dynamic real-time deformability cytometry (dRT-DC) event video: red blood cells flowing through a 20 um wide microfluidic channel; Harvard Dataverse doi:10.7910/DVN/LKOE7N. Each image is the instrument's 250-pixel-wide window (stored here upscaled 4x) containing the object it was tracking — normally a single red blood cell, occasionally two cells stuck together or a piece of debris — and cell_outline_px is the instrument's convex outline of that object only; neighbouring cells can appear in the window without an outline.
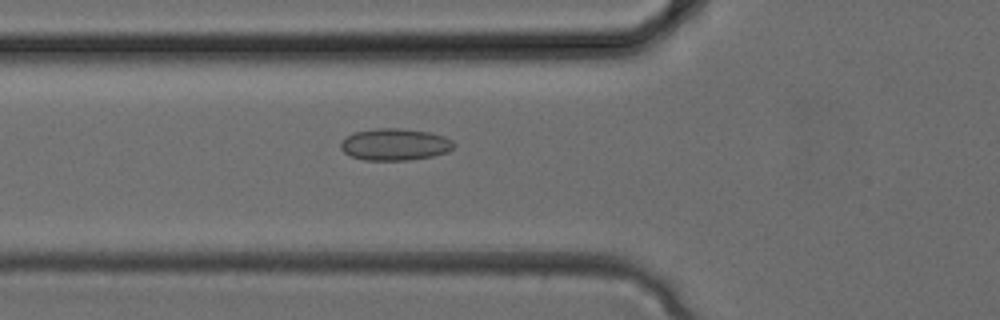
{"species": "common noctule bat (a hibernating species)", "species_latin": "Nyctalus noctula", "temperature_condition": "cold", "stored_images_in_passage": 25, "camera_frame_rate_fps": 3000, "um_per_image_px": 0.085, "animal": {"sex": "female", "body_mass_g": 24.6, "forearm_length_mm": 56.2}, "frame": {"image": 1, "passage_image": 4, "time_ms": 1.0, "image_size_px": [1000, 320], "cell_outline_px": [[456, 144], [448, 152], [432, 156], [408, 160], [364, 160], [352, 156], [344, 152], [340, 148], [340, 144], [352, 132], [376, 128], [396, 128], [428, 132], [444, 136], [452, 140]], "centroid_in_image_um": [33.57, 12.28], "position_along_channel_um": 92.2, "area_um2": 20.92}}
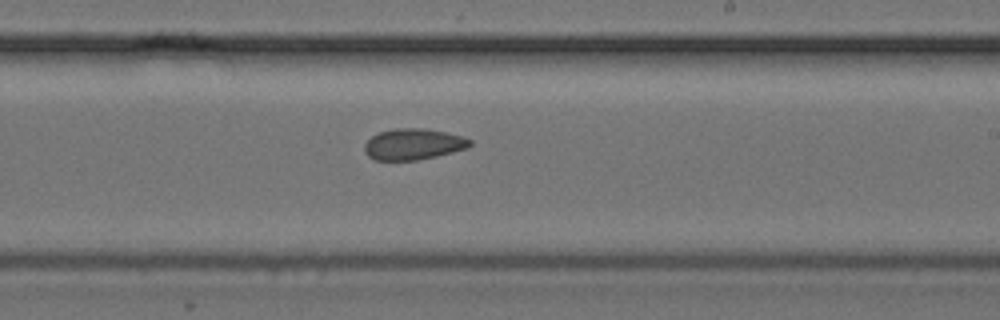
{"frame": {"image": 2, "passage_image": 12, "time_ms": 3.667, "image_size_px": [1000, 320], "cell_outline_px": [[472, 144], [468, 148], [436, 156], [416, 160], [376, 160], [368, 156], [364, 152], [364, 144], [376, 132], [392, 128], [424, 128], [464, 136], [472, 140]], "centroid_in_image_um": [35.12, 12.24], "position_along_channel_um": 253.9, "area_um2": 19.31}}
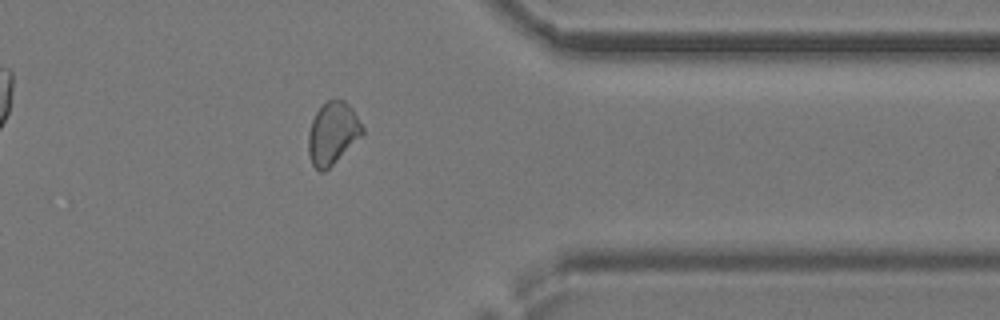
{"frame": {"image": 3, "passage_image": 19, "time_ms": 6.0, "image_size_px": [1000, 320], "cell_outline_px": [[364, 132], [324, 172], [320, 172], [312, 164], [308, 152], [308, 132], [312, 120], [316, 112], [328, 100], [344, 100], [352, 108], [364, 128]], "centroid_in_image_um": [28.25, 11.32], "position_along_channel_um": 383.2, "area_um2": 19.19}}